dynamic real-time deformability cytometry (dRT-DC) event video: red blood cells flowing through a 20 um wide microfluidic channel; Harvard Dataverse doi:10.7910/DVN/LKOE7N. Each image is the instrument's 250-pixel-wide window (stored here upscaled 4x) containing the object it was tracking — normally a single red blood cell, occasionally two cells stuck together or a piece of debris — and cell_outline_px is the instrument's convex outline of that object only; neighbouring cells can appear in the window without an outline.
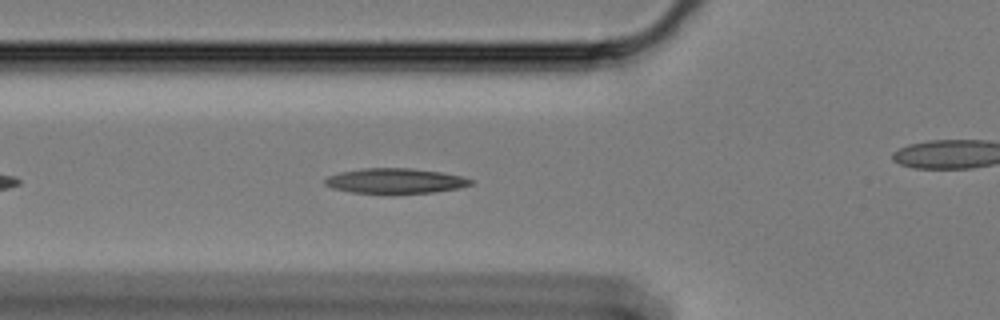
{"species": "Egyptian fruit bat (a non-hibernating species)", "species_latin": "Rousettus aegyptiacus", "temperature_condition": "cold", "stored_images_in_passage": 29, "camera_frame_rate_fps": 3000, "um_per_image_px": 0.085, "animal": {"sex": "female"}, "frame": {"image": 1, "passage_image": 6, "time_ms": 1.667, "image_size_px": [1000, 320], "cell_outline_px": [[476, 180], [472, 184], [460, 188], [432, 192], [352, 192], [332, 188], [324, 184], [324, 180], [328, 176], [340, 172], [364, 168], [412, 168], [440, 172], [460, 176]], "centroid_in_image_um": [33.61, 15.35], "position_along_channel_um": 92.2, "area_um2": 20.92}}
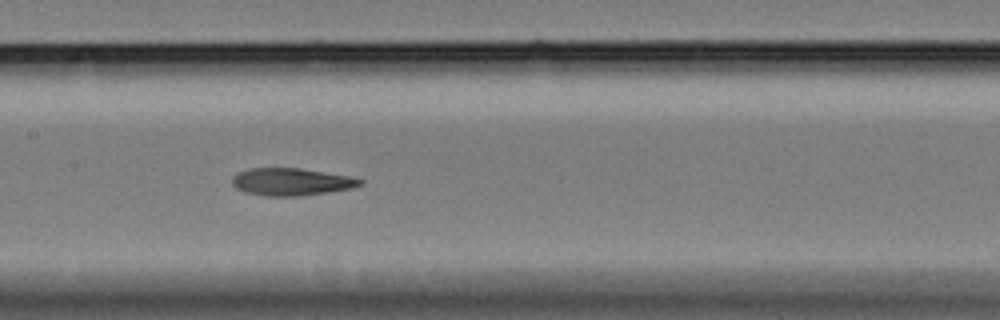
{"frame": {"image": 2, "passage_image": 14, "time_ms": 4.333, "image_size_px": [1000, 320], "cell_outline_px": [[364, 184], [352, 188], [328, 192], [300, 196], [268, 196], [244, 192], [236, 188], [232, 184], [232, 176], [236, 172], [248, 168], [300, 168], [352, 176], [364, 180]], "centroid_in_image_um": [24.77, 15.44], "position_along_channel_um": 182.6, "area_um2": 20.69}}
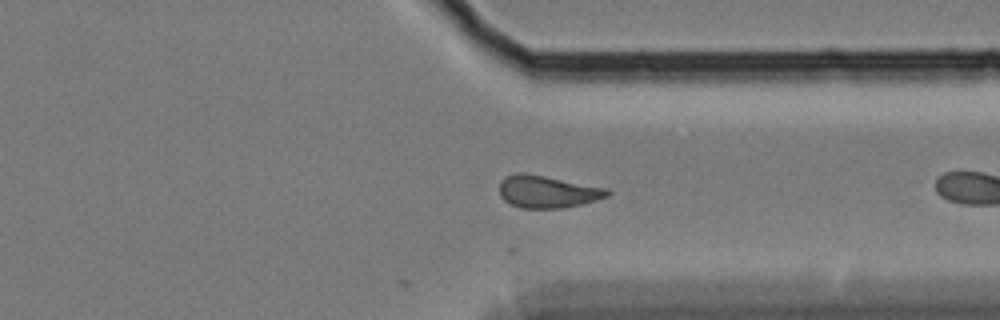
{"frame": {"image": 3, "passage_image": 27, "time_ms": 8.667, "image_size_px": [1000, 320], "cell_outline_px": [[612, 192], [608, 196], [596, 200], [580, 204], [560, 208], [520, 208], [504, 200], [500, 196], [500, 180], [504, 176], [516, 172], [524, 172], [608, 188]], "centroid_in_image_um": [46.51, 16.28], "position_along_channel_um": 364.9, "area_um2": 20.4}}